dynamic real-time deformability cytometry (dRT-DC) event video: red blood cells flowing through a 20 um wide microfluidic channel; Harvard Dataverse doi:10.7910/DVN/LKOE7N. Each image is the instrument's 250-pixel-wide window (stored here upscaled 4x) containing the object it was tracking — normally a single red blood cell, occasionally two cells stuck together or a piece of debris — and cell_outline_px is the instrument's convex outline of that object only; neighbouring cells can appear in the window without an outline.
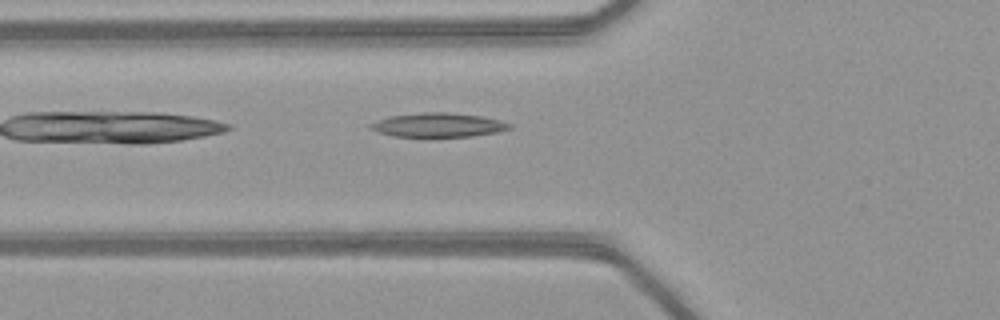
{"species": "common noctule bat (a hibernating species)", "species_latin": "Nyctalus noctula", "temperature_condition": "warm", "stored_images_in_passage": 30, "camera_frame_rate_fps": 3000, "um_per_image_px": 0.085, "animal": {"sex": "female", "body_mass_g": 21.9}, "frame": {"image": 1, "passage_image": 3, "time_ms": 0.667, "image_size_px": [1000, 320], "cell_outline_px": [[512, 128], [496, 132], [472, 136], [392, 136], [368, 128], [368, 124], [392, 116], [424, 112], [448, 112], [484, 116], [500, 120], [512, 124]], "centroid_in_image_um": [37.29, 10.61], "position_along_channel_um": 88.5, "area_um2": 19.31}}
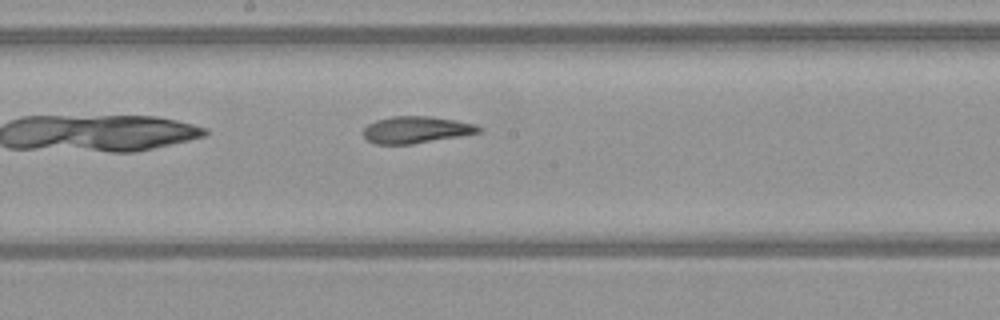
{"frame": {"image": 2, "passage_image": 12, "time_ms": 3.667, "image_size_px": [1000, 320], "cell_outline_px": [[484, 128], [480, 132], [460, 136], [412, 144], [376, 144], [368, 140], [364, 136], [364, 128], [368, 124], [376, 120], [392, 116], [428, 116], [456, 120], [476, 124]], "centroid_in_image_um": [35.4, 11.02], "position_along_channel_um": 212.8, "area_um2": 18.03}}
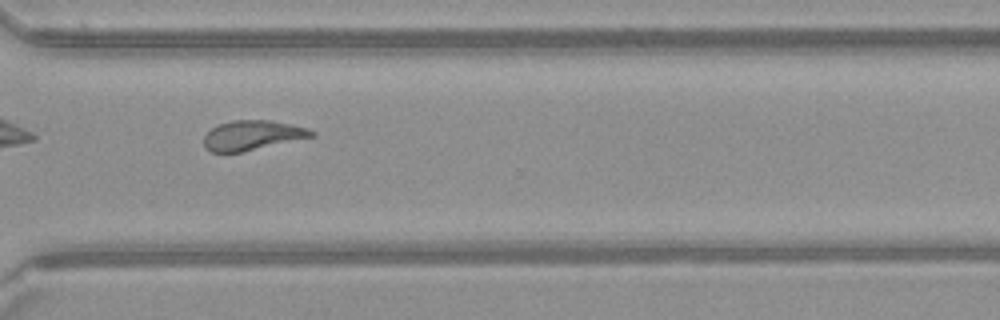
{"frame": {"image": 3, "passage_image": 22, "time_ms": 7.0, "image_size_px": [1000, 320], "cell_outline_px": [[316, 136], [244, 152], [212, 152], [204, 148], [204, 136], [212, 128], [220, 124], [232, 120], [268, 120], [292, 124], [308, 128], [316, 132]], "centroid_in_image_um": [21.49, 11.51], "position_along_channel_um": 349.1, "area_um2": 18.79}, "authors_computed_cell_mechanics": {"area_um2": 18.8139, "velocity_mm_per_s": 4.1047, "shape_relaxation_time_tau1_ms": 7.5295, "shape_relaxation_time_tau2_ms": 3.284, "deformation_change_tau1": 0.2248, "deformation_change_tau2": 0.1097}}